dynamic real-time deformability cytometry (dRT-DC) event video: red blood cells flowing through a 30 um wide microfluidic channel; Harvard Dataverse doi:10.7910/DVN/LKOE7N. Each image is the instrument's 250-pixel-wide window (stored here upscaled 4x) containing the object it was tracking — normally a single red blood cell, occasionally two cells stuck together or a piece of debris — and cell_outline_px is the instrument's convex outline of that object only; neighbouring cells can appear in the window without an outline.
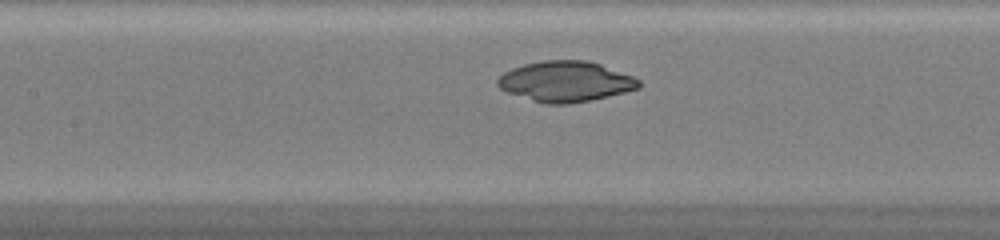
{"species": "common noctule bat (a hibernating species)", "species_latin": "Nyctalus noctula", "temperature_condition": "warm", "stored_images_in_passage": 31, "camera_frame_rate_fps": 3000, "um_per_image_px": 0.085, "animal": {"sex": "female", "body_mass_g": 20.0, "forearm_length_mm": 54.0}, "frame": {"image": 1, "passage_image": 14, "time_ms": 4.333, "image_size_px": [1000, 240], "cell_outline_px": [[640, 88], [592, 100], [568, 104], [544, 104], [508, 92], [500, 88], [496, 84], [496, 80], [504, 72], [512, 68], [524, 64], [544, 60], [584, 60], [600, 64], [632, 76], [640, 80]], "centroid_in_image_um": [48.06, 6.93], "position_along_channel_um": 159.3, "area_um2": 33.18}}
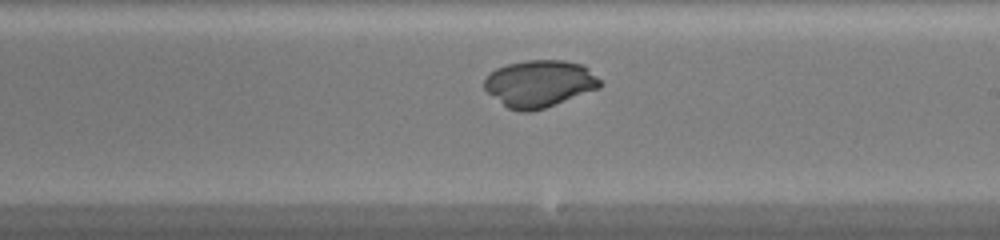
{"frame": {"image": 2, "passage_image": 20, "time_ms": 6.333, "image_size_px": [1000, 240], "cell_outline_px": [[604, 84], [600, 88], [544, 108], [532, 112], [520, 112], [508, 108], [488, 92], [484, 88], [484, 80], [496, 68], [508, 64], [528, 60], [564, 60], [580, 64], [588, 68]], "centroid_in_image_um": [45.87, 7.11], "position_along_channel_um": 243.1, "area_um2": 31.5}}
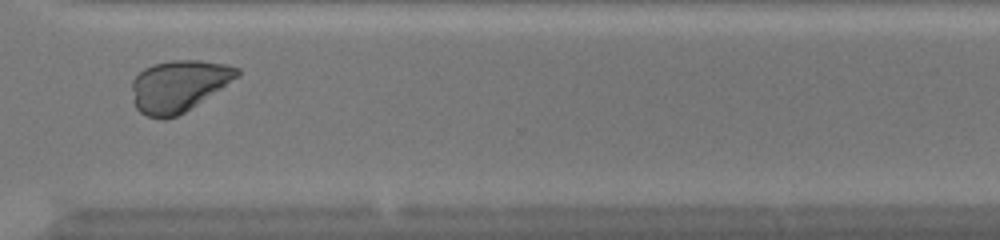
{"frame": {"image": 3, "passage_image": 28, "time_ms": 9.0, "image_size_px": [1000, 240], "cell_outline_px": [[240, 76], [184, 112], [176, 116], [164, 120], [160, 120], [148, 116], [140, 112], [136, 108], [132, 88], [132, 80], [144, 68], [152, 64], [172, 60], [200, 60], [228, 64], [240, 68]], "centroid_in_image_um": [15.2, 7.29], "position_along_channel_um": 355.4, "area_um2": 31.56}}